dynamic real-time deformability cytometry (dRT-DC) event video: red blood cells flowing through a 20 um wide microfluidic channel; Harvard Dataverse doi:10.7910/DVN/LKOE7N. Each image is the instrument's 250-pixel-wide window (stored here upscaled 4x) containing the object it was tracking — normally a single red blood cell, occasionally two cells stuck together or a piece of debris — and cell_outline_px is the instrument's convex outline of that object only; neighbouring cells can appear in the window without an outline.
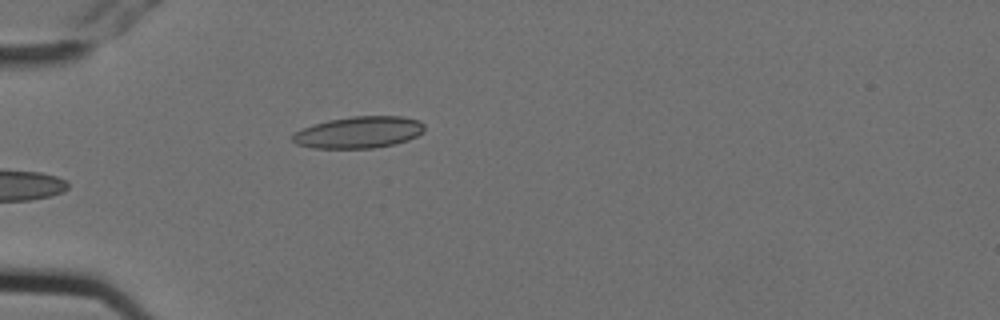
{"species": "Egyptian fruit bat (a non-hibernating species)", "species_latin": "Rousettus aegyptiacus", "temperature_condition": "cold", "stored_images_in_passage": 3, "camera_frame_rate_fps": 3000, "um_per_image_px": 0.085, "animal": {"sex": "female"}, "frame": {"image": 1, "passage_image": 2, "time_ms": 0.333, "image_size_px": [1000, 320], "cell_outline_px": [[424, 132], [408, 140], [392, 144], [372, 148], [312, 148], [296, 144], [292, 140], [292, 136], [296, 132], [312, 124], [328, 120], [352, 116], [404, 116], [420, 120], [424, 124]], "centroid_in_image_um": [30.52, 11.24], "position_along_channel_um": 54.5, "area_um2": 24.39}}